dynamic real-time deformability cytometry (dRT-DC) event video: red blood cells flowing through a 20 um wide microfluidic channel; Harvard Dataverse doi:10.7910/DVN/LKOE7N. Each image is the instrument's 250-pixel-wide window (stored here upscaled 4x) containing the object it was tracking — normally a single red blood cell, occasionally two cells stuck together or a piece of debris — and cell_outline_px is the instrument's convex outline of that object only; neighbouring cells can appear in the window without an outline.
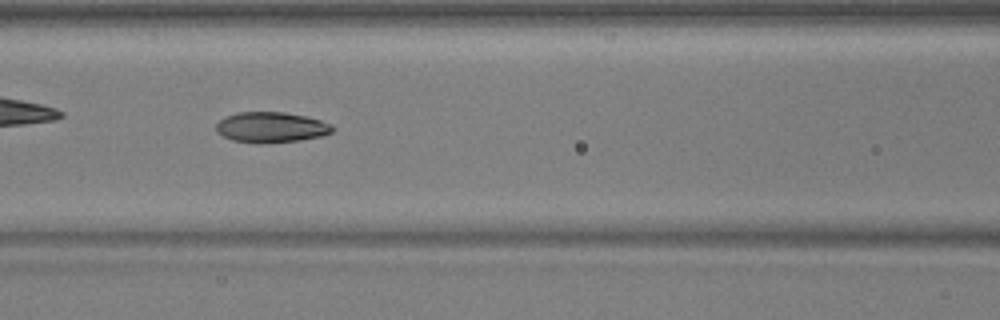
{"species": "common noctule bat (a hibernating species)", "species_latin": "Nyctalus noctula", "temperature_condition": "warm", "stored_images_in_passage": 50, "camera_frame_rate_fps": 3000, "um_per_image_px": 0.085, "animal": {"sex": "male", "body_mass_g": 17.9, "forearm_length_mm": 54.2}, "frame": {"image": 1, "passage_image": 22, "time_ms": 7.0, "image_size_px": [1000, 320], "cell_outline_px": [[336, 128], [332, 132], [324, 136], [300, 140], [232, 140], [216, 132], [216, 124], [220, 120], [236, 112], [284, 112], [304, 116], [320, 120], [332, 124]], "centroid_in_image_um": [23.11, 10.77], "position_along_channel_um": 143.5, "area_um2": 19.83}}
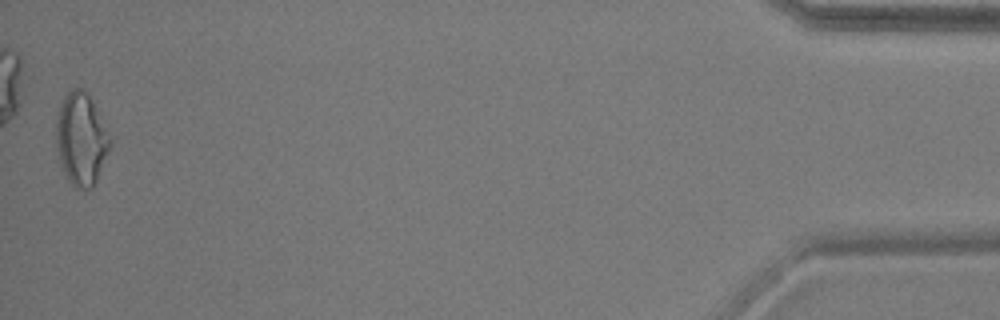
{"frame": {"image": 2, "passage_image": 50, "time_ms": 16.333, "image_size_px": [1000, 320], "cell_outline_px": [[112, 144], [96, 180], [92, 188], [76, 188], [68, 180], [64, 172], [56, 148], [56, 120], [64, 96], [72, 88], [80, 88], [92, 100], [112, 140]], "centroid_in_image_um": [6.9, 11.83], "position_along_channel_um": 428.3, "area_um2": 28.61}, "authors_computed_cell_mechanics": {"area_um2": 21.5016, "velocity_mm_per_s": 3.9673, "shape_relaxation_time_tau1_ms": 6.3709, "shape_relaxation_time_tau2_ms": 1.684, "deformation_change_tau1": 0.1859, "deformation_change_tau2": 0.0773}}